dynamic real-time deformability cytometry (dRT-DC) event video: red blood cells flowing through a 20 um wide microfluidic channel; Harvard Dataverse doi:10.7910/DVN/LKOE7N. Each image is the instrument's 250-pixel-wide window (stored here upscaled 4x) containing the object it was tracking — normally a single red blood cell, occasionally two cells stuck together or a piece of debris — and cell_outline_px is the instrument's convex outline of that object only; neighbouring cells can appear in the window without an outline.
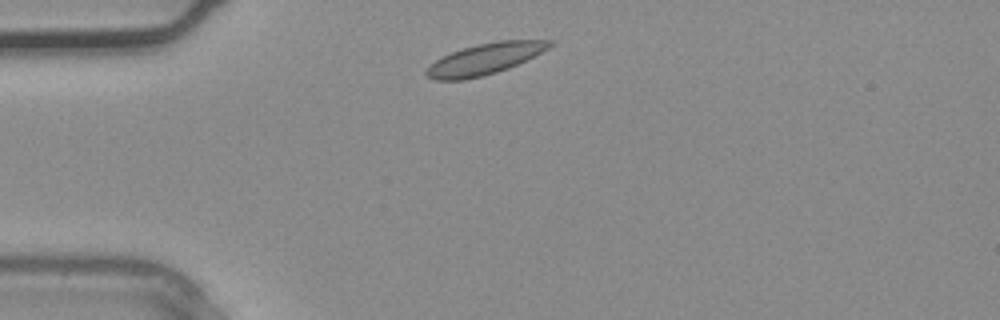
{"species": "common noctule bat (a hibernating species)", "species_latin": "Nyctalus noctula", "temperature_condition": "warm", "stored_images_in_passage": 1, "camera_frame_rate_fps": 3000, "um_per_image_px": 0.085, "animal": {"sex": "male", "body_mass_g": 20.4}, "frame": {"image": 1, "passage_image": 1, "time_ms": 0.0, "image_size_px": [1000, 320], "cell_outline_px": [[552, 44], [548, 48], [508, 68], [484, 76], [464, 80], [436, 80], [424, 76], [424, 72], [436, 60], [452, 52], [464, 48], [480, 44], [500, 40], [552, 40]], "centroid_in_image_um": [41.16, 5.03], "position_along_channel_um": 43.8, "area_um2": 21.85}}